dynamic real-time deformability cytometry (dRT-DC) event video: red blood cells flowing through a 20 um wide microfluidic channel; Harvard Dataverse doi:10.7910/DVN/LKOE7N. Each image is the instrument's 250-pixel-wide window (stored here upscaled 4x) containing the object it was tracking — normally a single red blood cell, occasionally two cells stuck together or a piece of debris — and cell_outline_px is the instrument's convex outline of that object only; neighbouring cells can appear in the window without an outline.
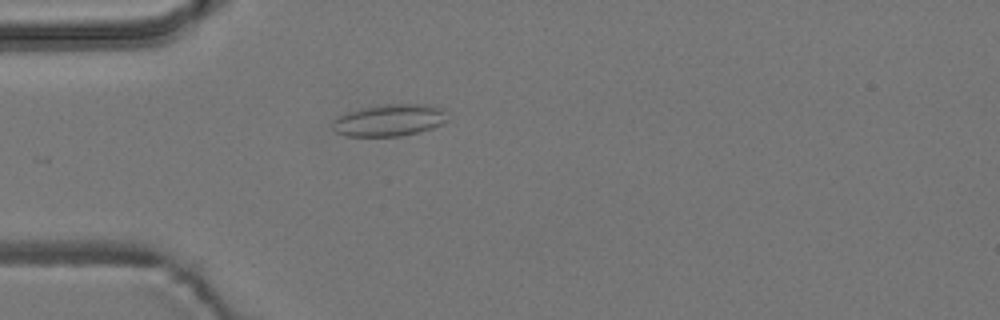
{"species": "common noctule bat (a hibernating species)", "species_latin": "Nyctalus noctula", "temperature_condition": "room temperature", "stored_images_in_passage": 5, "camera_frame_rate_fps": 3000, "um_per_image_px": 0.085, "animal": {"sex": "male", "body_mass_g": 19.2, "forearm_length_mm": 51.8}, "frame": {"image": 1, "passage_image": 5, "time_ms": 1.333, "image_size_px": [1000, 320], "cell_outline_px": [[448, 120], [432, 128], [420, 132], [400, 136], [344, 136], [336, 132], [332, 128], [332, 120], [336, 116], [360, 108], [384, 104], [428, 104], [444, 108], [448, 112]], "centroid_in_image_um": [33.11, 10.21], "position_along_channel_um": 51.9, "area_um2": 21.79}}